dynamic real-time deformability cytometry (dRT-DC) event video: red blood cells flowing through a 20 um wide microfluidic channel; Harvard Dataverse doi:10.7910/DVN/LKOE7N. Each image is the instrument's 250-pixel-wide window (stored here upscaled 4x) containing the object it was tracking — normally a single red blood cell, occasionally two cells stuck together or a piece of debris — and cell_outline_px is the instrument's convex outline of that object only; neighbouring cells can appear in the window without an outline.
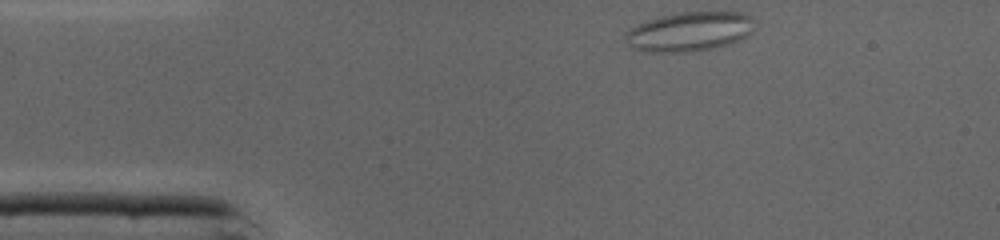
{"species": "common noctule bat (a hibernating species)", "species_latin": "Nyctalus noctula", "temperature_condition": "cold", "stored_images_in_passage": 42, "camera_frame_rate_fps": 3000, "um_per_image_px": 0.085, "animal": {"sex": "male", "body_mass_g": 19.0, "forearm_length_mm": 50.8}, "frame": {"image": 1, "passage_image": 1, "time_ms": 0.0, "image_size_px": [1000, 240], "cell_outline_px": [[752, 32], [728, 44], [712, 48], [692, 52], [648, 52], [636, 48], [628, 44], [624, 36], [632, 28], [648, 20], [680, 12], [740, 12], [752, 16]], "centroid_in_image_um": [58.61, 2.69], "position_along_channel_um": 26.4, "area_um2": 29.07}}
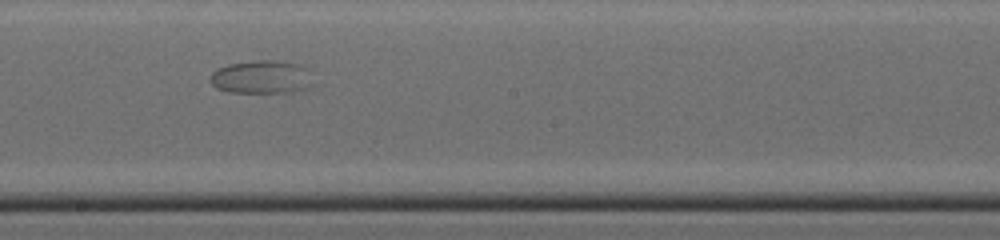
{"frame": {"image": 2, "passage_image": 19, "time_ms": 6.0, "image_size_px": [1000, 240], "cell_outline_px": [[308, 68], [304, 88], [292, 92], [228, 92], [216, 88], [212, 84], [212, 72], [216, 68], [228, 64], [252, 60], [276, 60], [300, 64]], "centroid_in_image_um": [22.12, 6.52], "position_along_channel_um": 226.1, "area_um2": 19.42}}
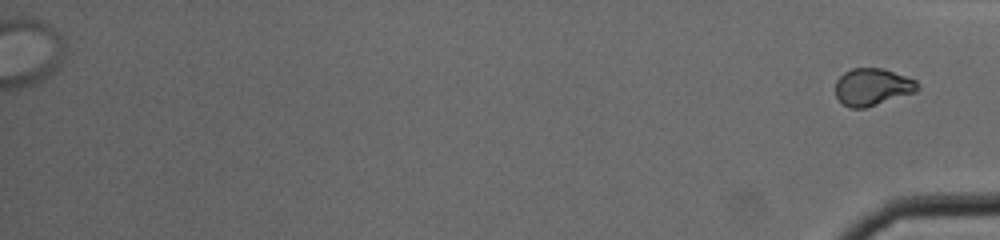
{"frame": {"image": 3, "passage_image": 42, "time_ms": 13.667, "image_size_px": [1000, 240], "cell_outline_px": [[920, 88], [916, 92], [864, 108], [848, 108], [836, 96], [836, 80], [844, 72], [852, 68], [884, 68], [916, 80]], "centroid_in_image_um": [74.16, 7.38], "position_along_channel_um": 361.0, "area_um2": 17.8}}